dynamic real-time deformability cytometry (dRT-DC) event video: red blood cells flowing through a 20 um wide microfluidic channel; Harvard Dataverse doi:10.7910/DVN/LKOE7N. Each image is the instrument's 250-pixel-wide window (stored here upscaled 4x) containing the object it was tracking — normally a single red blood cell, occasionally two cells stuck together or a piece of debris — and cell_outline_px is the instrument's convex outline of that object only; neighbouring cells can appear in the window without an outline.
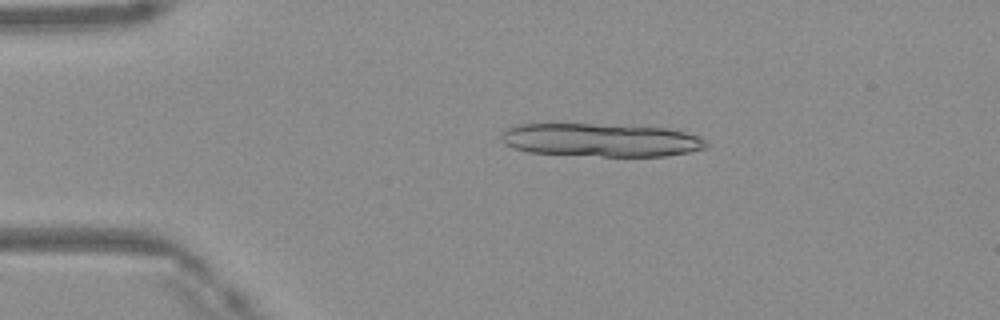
{"species": "Egyptian fruit bat (a non-hibernating species)", "species_latin": "Rousettus aegyptiacus", "temperature_condition": "warm", "stored_images_in_passage": 11, "camera_frame_rate_fps": 3000, "um_per_image_px": 0.085, "frame": {"image": 1, "passage_image": 2, "time_ms": 0.333, "image_size_px": [1000, 320], "cell_outline_px": [[708, 144], [704, 148], [688, 152], [664, 156], [604, 156], [528, 152], [504, 144], [500, 136], [508, 128], [520, 124], [592, 124], [668, 128], [700, 136]], "centroid_in_image_um": [51.08, 11.9], "position_along_channel_um": 33.9, "area_um2": 39.3}}